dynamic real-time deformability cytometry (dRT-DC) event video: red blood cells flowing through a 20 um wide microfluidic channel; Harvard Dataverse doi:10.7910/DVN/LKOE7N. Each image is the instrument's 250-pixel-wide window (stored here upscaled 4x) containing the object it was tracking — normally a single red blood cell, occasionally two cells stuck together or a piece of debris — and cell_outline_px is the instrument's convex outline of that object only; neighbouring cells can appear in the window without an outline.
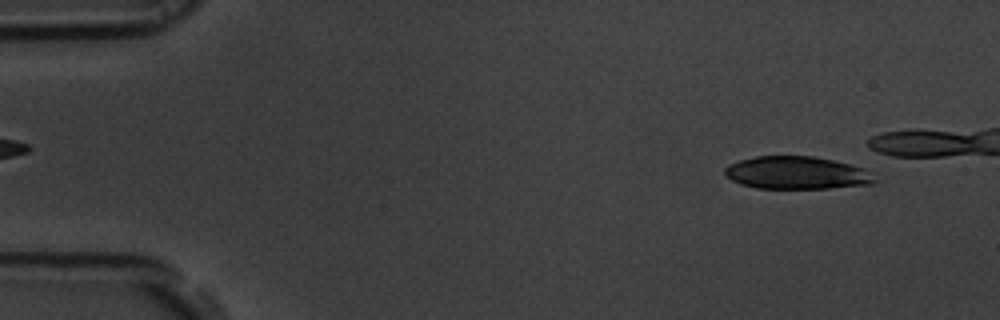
{"species": "common noctule bat (a hibernating species)", "species_latin": "Nyctalus noctula", "temperature_condition": "room temperature", "stored_images_in_passage": 10, "camera_frame_rate_fps": 3000, "um_per_image_px": 0.085, "animal": {"sex": "male", "body_mass_g": 19.5, "forearm_length_mm": 54.6}, "frame": {"image": 1, "passage_image": 4, "time_ms": 1.0, "image_size_px": [1000, 320], "cell_outline_px": [[880, 180], [876, 184], [828, 188], [756, 188], [740, 184], [732, 180], [724, 172], [724, 168], [728, 164], [740, 160], [756, 156], [812, 156], [832, 160], [864, 168], [872, 172]], "centroid_in_image_um": [67.78, 14.7], "position_along_channel_um": 17.2, "area_um2": 28.78}}